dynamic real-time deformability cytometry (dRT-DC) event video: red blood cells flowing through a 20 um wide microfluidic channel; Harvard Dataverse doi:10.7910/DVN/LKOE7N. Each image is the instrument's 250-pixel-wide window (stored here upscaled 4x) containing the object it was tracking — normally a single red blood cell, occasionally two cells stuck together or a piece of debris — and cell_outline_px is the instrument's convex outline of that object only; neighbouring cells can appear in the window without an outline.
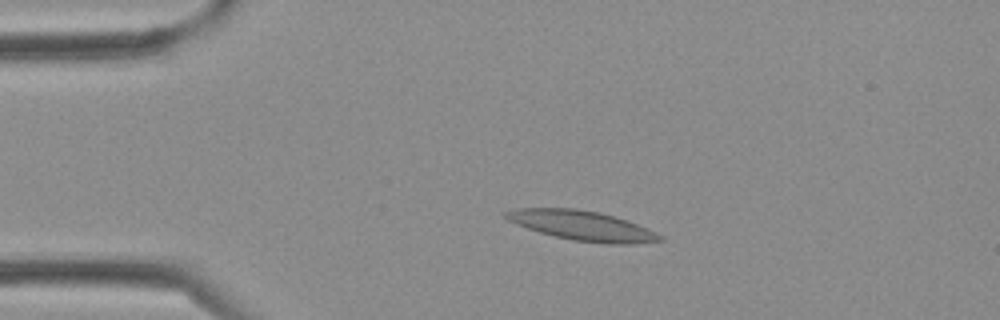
{"species": "Egyptian fruit bat (a non-hibernating species)", "species_latin": "Rousettus aegyptiacus", "temperature_condition": "cold", "stored_images_in_passage": 3, "camera_frame_rate_fps": 3000, "um_per_image_px": 0.085, "frame": {"image": 1, "passage_image": 2, "time_ms": 0.333, "image_size_px": [1000, 320], "cell_outline_px": [[664, 240], [636, 244], [604, 244], [572, 240], [540, 232], [516, 224], [508, 220], [500, 212], [516, 208], [576, 208], [600, 212], [628, 220], [648, 228], [664, 236]], "centroid_in_image_um": [49.51, 19.17], "position_along_channel_um": 35.5, "area_um2": 26.99}}
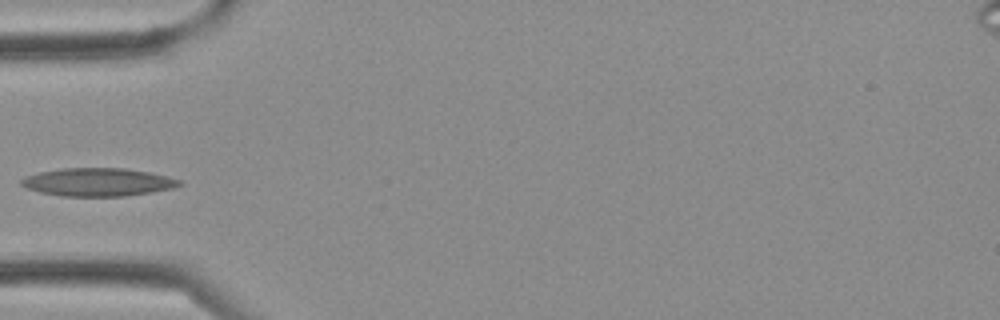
{"frame": {"image": 2, "passage_image": 3, "time_ms": 0.667, "image_size_px": [1000, 320], "cell_outline_px": [[184, 184], [176, 188], [152, 192], [124, 196], [60, 196], [40, 192], [28, 188], [20, 184], [20, 180], [28, 176], [40, 172], [60, 168], [124, 168], [148, 172], [168, 176], [180, 180]], "centroid_in_image_um": [8.37, 15.48], "position_along_channel_um": 76.6, "area_um2": 25.89}}